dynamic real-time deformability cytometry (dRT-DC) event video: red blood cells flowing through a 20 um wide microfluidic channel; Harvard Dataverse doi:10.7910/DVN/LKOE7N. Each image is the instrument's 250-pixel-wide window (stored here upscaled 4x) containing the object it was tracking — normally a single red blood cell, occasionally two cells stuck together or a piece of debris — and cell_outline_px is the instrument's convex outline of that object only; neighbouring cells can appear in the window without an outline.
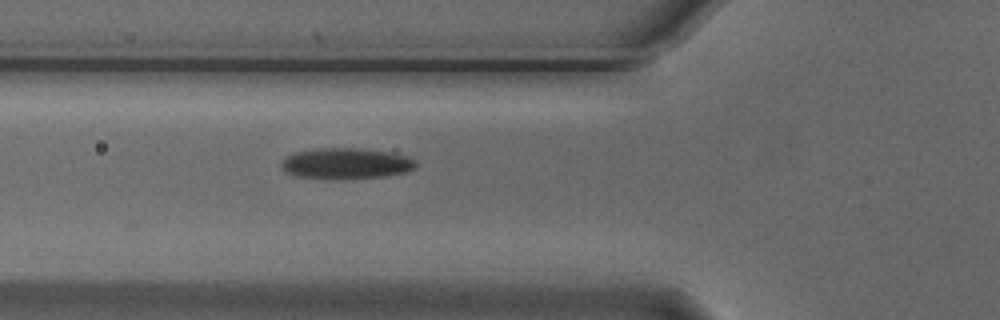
{"species": "Egyptian fruit bat (a non-hibernating species)", "species_latin": "Rousettus aegyptiacus", "temperature_condition": "cold", "stored_images_in_passage": 5, "segment_of_instrument_passage": [1, 2], "camera_frame_rate_fps": 3000, "um_per_image_px": 0.085, "animal": {"sex": "male"}, "frame": {"image": 1, "passage_image": 4, "time_ms": 1.0, "image_size_px": [1000, 320], "cell_outline_px": [[416, 168], [408, 172], [388, 176], [340, 180], [336, 180], [296, 176], [284, 172], [280, 168], [280, 160], [296, 152], [320, 148], [360, 148], [388, 152], [408, 156], [416, 160]], "centroid_in_image_um": [29.42, 13.92], "position_along_channel_um": 96.4, "area_um2": 24.8}}